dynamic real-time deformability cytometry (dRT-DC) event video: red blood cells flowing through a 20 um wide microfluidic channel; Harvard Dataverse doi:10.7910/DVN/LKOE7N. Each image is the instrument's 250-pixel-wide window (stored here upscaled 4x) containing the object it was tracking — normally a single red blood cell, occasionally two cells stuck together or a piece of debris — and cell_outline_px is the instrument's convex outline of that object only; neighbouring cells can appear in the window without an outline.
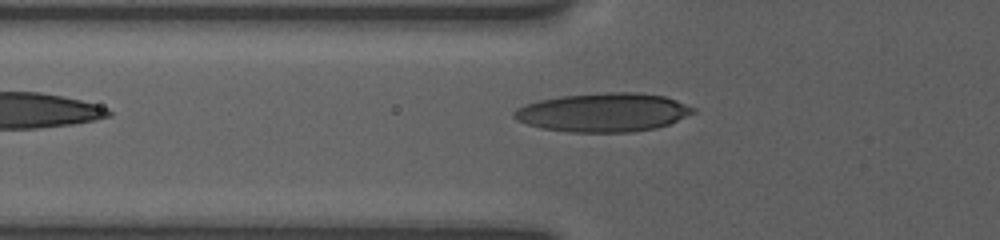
{"species": "human", "species_latin": "Homo sapiens", "temperature_condition": "room temperature", "stored_images_in_passage": 5, "camera_frame_rate_fps": 3000, "um_per_image_px": 0.085, "donor": {"sex": "female"}, "frame": {"image": 1, "passage_image": 5, "time_ms": 2.667, "image_size_px": [1000, 240], "cell_outline_px": [[696, 112], [668, 124], [656, 128], [632, 132], [568, 132], [540, 128], [516, 120], [512, 116], [512, 112], [516, 108], [524, 104], [540, 100], [560, 96], [608, 92], [636, 92], [664, 96], [676, 100], [696, 108]], "centroid_in_image_um": [51.26, 9.55], "position_along_channel_um": 74.5, "area_um2": 40.58}}